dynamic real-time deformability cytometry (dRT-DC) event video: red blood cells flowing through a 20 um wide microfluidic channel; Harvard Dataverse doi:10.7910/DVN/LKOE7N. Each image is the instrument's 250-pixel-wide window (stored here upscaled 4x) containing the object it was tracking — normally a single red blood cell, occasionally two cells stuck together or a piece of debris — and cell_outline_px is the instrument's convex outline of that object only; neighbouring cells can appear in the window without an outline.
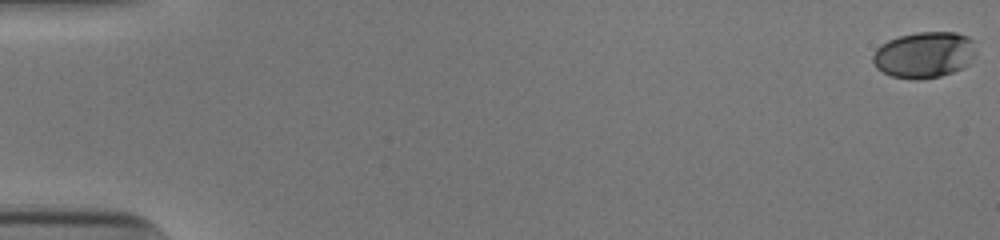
{"species": "human", "species_latin": "Homo sapiens", "temperature_condition": "cold", "stored_images_in_passage": 7, "camera_frame_rate_fps": 3000, "um_per_image_px": 0.085, "donor": {"sex": "male"}, "frame": {"image": 1, "passage_image": 1, "time_ms": 0.0, "image_size_px": [1000, 240], "cell_outline_px": [[976, 52], [968, 64], [964, 68], [940, 76], [916, 80], [892, 76], [876, 68], [872, 60], [872, 56], [876, 48], [880, 44], [888, 40], [900, 36], [916, 32], [956, 32], [968, 36], [972, 40]], "centroid_in_image_um": [78.55, 4.65], "position_along_channel_um": 6.5, "area_um2": 27.86}}